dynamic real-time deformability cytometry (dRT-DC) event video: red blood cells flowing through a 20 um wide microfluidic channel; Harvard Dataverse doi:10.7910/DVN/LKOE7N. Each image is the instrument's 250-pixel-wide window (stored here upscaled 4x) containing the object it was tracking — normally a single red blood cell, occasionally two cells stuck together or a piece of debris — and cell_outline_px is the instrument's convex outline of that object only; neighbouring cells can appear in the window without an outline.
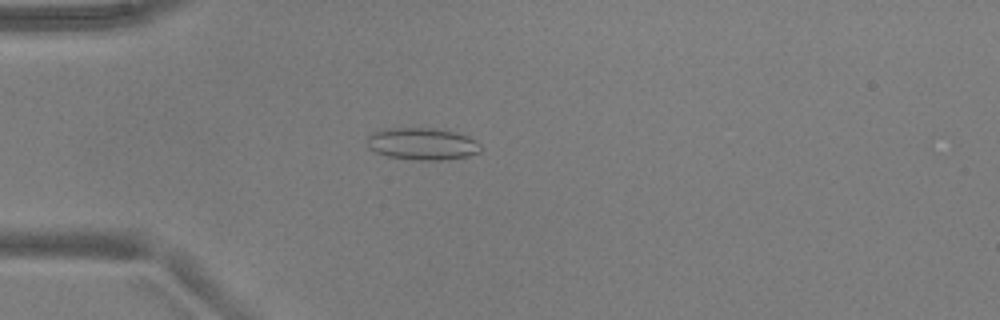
{"species": "common noctule bat (a hibernating species)", "species_latin": "Nyctalus noctula", "temperature_condition": "warm", "stored_images_in_passage": 3, "camera_frame_rate_fps": 3000, "um_per_image_px": 0.085, "animal": {"sex": "male", "body_mass_g": 17.9, "forearm_length_mm": 54.2}, "frame": {"image": 1, "passage_image": 1, "time_ms": 0.0, "image_size_px": [1000, 320], "cell_outline_px": [[480, 152], [468, 156], [448, 160], [420, 160], [388, 156], [376, 152], [368, 148], [368, 136], [372, 132], [388, 128], [432, 128], [452, 132], [468, 136], [476, 140], [480, 144]], "centroid_in_image_um": [35.9, 12.23], "position_along_channel_um": 49.1, "area_um2": 21.15}}